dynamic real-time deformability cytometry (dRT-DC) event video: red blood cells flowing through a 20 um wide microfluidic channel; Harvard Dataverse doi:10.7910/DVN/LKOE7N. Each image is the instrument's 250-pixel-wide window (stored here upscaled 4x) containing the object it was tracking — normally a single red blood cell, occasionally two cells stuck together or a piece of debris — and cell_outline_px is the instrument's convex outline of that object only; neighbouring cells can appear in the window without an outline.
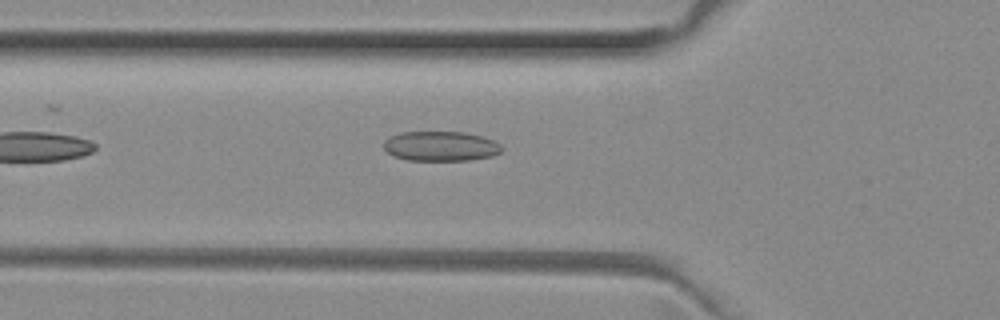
{"species": "common noctule bat (a hibernating species)", "species_latin": "Nyctalus noctula", "temperature_condition": "room temperature", "stored_images_in_passage": 5, "camera_frame_rate_fps": 3000, "um_per_image_px": 0.085, "animal": {"sex": "female", "body_mass_g": 29.2, "forearm_length_mm": 56.3}, "frame": {"image": 1, "passage_image": 2, "time_ms": 0.333, "image_size_px": [1000, 320], "cell_outline_px": [[504, 148], [500, 152], [492, 156], [468, 160], [408, 160], [392, 156], [384, 148], [384, 140], [400, 132], [464, 132], [480, 136], [492, 140], [500, 144]], "centroid_in_image_um": [37.45, 12.43], "position_along_channel_um": 88.3, "area_um2": 20.4}}